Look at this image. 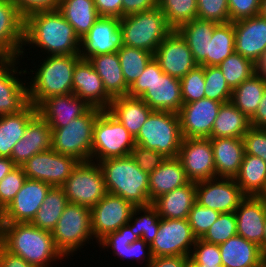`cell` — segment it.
Wrapping results in <instances>:
<instances>
[{"label": "cell", "mask_w": 266, "mask_h": 267, "mask_svg": "<svg viewBox=\"0 0 266 267\" xmlns=\"http://www.w3.org/2000/svg\"><path fill=\"white\" fill-rule=\"evenodd\" d=\"M48 55H79L80 39L58 10L38 11L25 18L24 46ZM31 44V45H30Z\"/></svg>", "instance_id": "1"}, {"label": "cell", "mask_w": 266, "mask_h": 267, "mask_svg": "<svg viewBox=\"0 0 266 267\" xmlns=\"http://www.w3.org/2000/svg\"><path fill=\"white\" fill-rule=\"evenodd\" d=\"M1 245L36 267H53L52 263L64 258L55 246L52 232L31 222L1 223Z\"/></svg>", "instance_id": "2"}, {"label": "cell", "mask_w": 266, "mask_h": 267, "mask_svg": "<svg viewBox=\"0 0 266 267\" xmlns=\"http://www.w3.org/2000/svg\"><path fill=\"white\" fill-rule=\"evenodd\" d=\"M80 59L79 55H48L42 59L41 65L35 66L38 68L30 69L35 75L27 82L28 102L37 108L50 97L72 93L73 70Z\"/></svg>", "instance_id": "3"}, {"label": "cell", "mask_w": 266, "mask_h": 267, "mask_svg": "<svg viewBox=\"0 0 266 267\" xmlns=\"http://www.w3.org/2000/svg\"><path fill=\"white\" fill-rule=\"evenodd\" d=\"M107 193L120 196L135 207L152 204L149 200V173L130 157L108 158L98 162Z\"/></svg>", "instance_id": "4"}, {"label": "cell", "mask_w": 266, "mask_h": 267, "mask_svg": "<svg viewBox=\"0 0 266 267\" xmlns=\"http://www.w3.org/2000/svg\"><path fill=\"white\" fill-rule=\"evenodd\" d=\"M127 96L142 99L153 111L179 113L183 105L180 79L164 73L154 58L129 87Z\"/></svg>", "instance_id": "5"}, {"label": "cell", "mask_w": 266, "mask_h": 267, "mask_svg": "<svg viewBox=\"0 0 266 267\" xmlns=\"http://www.w3.org/2000/svg\"><path fill=\"white\" fill-rule=\"evenodd\" d=\"M123 45L151 52L173 31L159 7L120 19Z\"/></svg>", "instance_id": "6"}, {"label": "cell", "mask_w": 266, "mask_h": 267, "mask_svg": "<svg viewBox=\"0 0 266 267\" xmlns=\"http://www.w3.org/2000/svg\"><path fill=\"white\" fill-rule=\"evenodd\" d=\"M182 139L179 115L169 111H153L134 138L135 144L166 158L178 157Z\"/></svg>", "instance_id": "7"}, {"label": "cell", "mask_w": 266, "mask_h": 267, "mask_svg": "<svg viewBox=\"0 0 266 267\" xmlns=\"http://www.w3.org/2000/svg\"><path fill=\"white\" fill-rule=\"evenodd\" d=\"M101 108L91 107L65 127H51V148L80 162L91 161L94 125Z\"/></svg>", "instance_id": "8"}, {"label": "cell", "mask_w": 266, "mask_h": 267, "mask_svg": "<svg viewBox=\"0 0 266 267\" xmlns=\"http://www.w3.org/2000/svg\"><path fill=\"white\" fill-rule=\"evenodd\" d=\"M57 250L65 258L75 255L77 250L93 241L91 230V210L87 206L68 203L52 231Z\"/></svg>", "instance_id": "9"}, {"label": "cell", "mask_w": 266, "mask_h": 267, "mask_svg": "<svg viewBox=\"0 0 266 267\" xmlns=\"http://www.w3.org/2000/svg\"><path fill=\"white\" fill-rule=\"evenodd\" d=\"M134 137L107 109L101 110L94 125L91 161L130 156Z\"/></svg>", "instance_id": "10"}, {"label": "cell", "mask_w": 266, "mask_h": 267, "mask_svg": "<svg viewBox=\"0 0 266 267\" xmlns=\"http://www.w3.org/2000/svg\"><path fill=\"white\" fill-rule=\"evenodd\" d=\"M61 187L69 203L90 209L107 193L102 170L93 161L79 162Z\"/></svg>", "instance_id": "11"}, {"label": "cell", "mask_w": 266, "mask_h": 267, "mask_svg": "<svg viewBox=\"0 0 266 267\" xmlns=\"http://www.w3.org/2000/svg\"><path fill=\"white\" fill-rule=\"evenodd\" d=\"M196 239L188 219L160 218L158 232L150 244L152 256L190 257Z\"/></svg>", "instance_id": "12"}, {"label": "cell", "mask_w": 266, "mask_h": 267, "mask_svg": "<svg viewBox=\"0 0 266 267\" xmlns=\"http://www.w3.org/2000/svg\"><path fill=\"white\" fill-rule=\"evenodd\" d=\"M79 162L51 148L33 155L21 167L27 178L45 182L52 187H61Z\"/></svg>", "instance_id": "13"}, {"label": "cell", "mask_w": 266, "mask_h": 267, "mask_svg": "<svg viewBox=\"0 0 266 267\" xmlns=\"http://www.w3.org/2000/svg\"><path fill=\"white\" fill-rule=\"evenodd\" d=\"M135 206L110 193H106L91 210V230L99 243L108 234L117 231L126 225L133 213Z\"/></svg>", "instance_id": "14"}, {"label": "cell", "mask_w": 266, "mask_h": 267, "mask_svg": "<svg viewBox=\"0 0 266 267\" xmlns=\"http://www.w3.org/2000/svg\"><path fill=\"white\" fill-rule=\"evenodd\" d=\"M245 197L235 178L215 177L196 182V202L220 213L235 212Z\"/></svg>", "instance_id": "15"}, {"label": "cell", "mask_w": 266, "mask_h": 267, "mask_svg": "<svg viewBox=\"0 0 266 267\" xmlns=\"http://www.w3.org/2000/svg\"><path fill=\"white\" fill-rule=\"evenodd\" d=\"M19 60L17 57H0V116L17 113L29 103L28 84L18 75L23 77L31 73L27 68L18 70Z\"/></svg>", "instance_id": "16"}, {"label": "cell", "mask_w": 266, "mask_h": 267, "mask_svg": "<svg viewBox=\"0 0 266 267\" xmlns=\"http://www.w3.org/2000/svg\"><path fill=\"white\" fill-rule=\"evenodd\" d=\"M178 158L191 182L216 177L210 138H183Z\"/></svg>", "instance_id": "17"}, {"label": "cell", "mask_w": 266, "mask_h": 267, "mask_svg": "<svg viewBox=\"0 0 266 267\" xmlns=\"http://www.w3.org/2000/svg\"><path fill=\"white\" fill-rule=\"evenodd\" d=\"M52 186L27 178L10 204L1 212V223L32 222Z\"/></svg>", "instance_id": "18"}, {"label": "cell", "mask_w": 266, "mask_h": 267, "mask_svg": "<svg viewBox=\"0 0 266 267\" xmlns=\"http://www.w3.org/2000/svg\"><path fill=\"white\" fill-rule=\"evenodd\" d=\"M122 46L123 33L120 28V19L100 17L80 40L79 56L82 59H88L91 56L115 53Z\"/></svg>", "instance_id": "19"}, {"label": "cell", "mask_w": 266, "mask_h": 267, "mask_svg": "<svg viewBox=\"0 0 266 267\" xmlns=\"http://www.w3.org/2000/svg\"><path fill=\"white\" fill-rule=\"evenodd\" d=\"M153 58L164 73L179 79L198 65L185 39L177 30H173L158 45Z\"/></svg>", "instance_id": "20"}, {"label": "cell", "mask_w": 266, "mask_h": 267, "mask_svg": "<svg viewBox=\"0 0 266 267\" xmlns=\"http://www.w3.org/2000/svg\"><path fill=\"white\" fill-rule=\"evenodd\" d=\"M222 102L209 98L183 103L178 115L183 138H211L213 123Z\"/></svg>", "instance_id": "21"}, {"label": "cell", "mask_w": 266, "mask_h": 267, "mask_svg": "<svg viewBox=\"0 0 266 267\" xmlns=\"http://www.w3.org/2000/svg\"><path fill=\"white\" fill-rule=\"evenodd\" d=\"M235 52L257 66L266 54V18L255 15L233 22Z\"/></svg>", "instance_id": "22"}, {"label": "cell", "mask_w": 266, "mask_h": 267, "mask_svg": "<svg viewBox=\"0 0 266 267\" xmlns=\"http://www.w3.org/2000/svg\"><path fill=\"white\" fill-rule=\"evenodd\" d=\"M25 18L11 0H0V57L24 58Z\"/></svg>", "instance_id": "23"}, {"label": "cell", "mask_w": 266, "mask_h": 267, "mask_svg": "<svg viewBox=\"0 0 266 267\" xmlns=\"http://www.w3.org/2000/svg\"><path fill=\"white\" fill-rule=\"evenodd\" d=\"M72 93L91 107L108 109L112 98L106 93L102 79L88 59H80L73 70Z\"/></svg>", "instance_id": "24"}, {"label": "cell", "mask_w": 266, "mask_h": 267, "mask_svg": "<svg viewBox=\"0 0 266 267\" xmlns=\"http://www.w3.org/2000/svg\"><path fill=\"white\" fill-rule=\"evenodd\" d=\"M237 235L263 249L266 204L258 196H246L235 210Z\"/></svg>", "instance_id": "25"}, {"label": "cell", "mask_w": 266, "mask_h": 267, "mask_svg": "<svg viewBox=\"0 0 266 267\" xmlns=\"http://www.w3.org/2000/svg\"><path fill=\"white\" fill-rule=\"evenodd\" d=\"M91 106L83 99L70 93L53 96L38 107V114L50 127H65L70 121L85 114Z\"/></svg>", "instance_id": "26"}, {"label": "cell", "mask_w": 266, "mask_h": 267, "mask_svg": "<svg viewBox=\"0 0 266 267\" xmlns=\"http://www.w3.org/2000/svg\"><path fill=\"white\" fill-rule=\"evenodd\" d=\"M52 129L37 114L27 125L23 137L13 146L11 159L21 166L33 155L51 149Z\"/></svg>", "instance_id": "27"}, {"label": "cell", "mask_w": 266, "mask_h": 267, "mask_svg": "<svg viewBox=\"0 0 266 267\" xmlns=\"http://www.w3.org/2000/svg\"><path fill=\"white\" fill-rule=\"evenodd\" d=\"M223 267H264L266 262L260 246L235 235L218 245Z\"/></svg>", "instance_id": "28"}, {"label": "cell", "mask_w": 266, "mask_h": 267, "mask_svg": "<svg viewBox=\"0 0 266 267\" xmlns=\"http://www.w3.org/2000/svg\"><path fill=\"white\" fill-rule=\"evenodd\" d=\"M216 177L235 178L241 168L244 156L242 138H210Z\"/></svg>", "instance_id": "29"}, {"label": "cell", "mask_w": 266, "mask_h": 267, "mask_svg": "<svg viewBox=\"0 0 266 267\" xmlns=\"http://www.w3.org/2000/svg\"><path fill=\"white\" fill-rule=\"evenodd\" d=\"M190 182L178 157L166 158L153 172L149 173V200L171 192Z\"/></svg>", "instance_id": "30"}, {"label": "cell", "mask_w": 266, "mask_h": 267, "mask_svg": "<svg viewBox=\"0 0 266 267\" xmlns=\"http://www.w3.org/2000/svg\"><path fill=\"white\" fill-rule=\"evenodd\" d=\"M195 202L196 183L190 181L188 184L159 196L152 202V205L156 208L160 218L188 219Z\"/></svg>", "instance_id": "31"}, {"label": "cell", "mask_w": 266, "mask_h": 267, "mask_svg": "<svg viewBox=\"0 0 266 267\" xmlns=\"http://www.w3.org/2000/svg\"><path fill=\"white\" fill-rule=\"evenodd\" d=\"M135 138L153 110L140 98L122 96L113 98L107 109Z\"/></svg>", "instance_id": "32"}, {"label": "cell", "mask_w": 266, "mask_h": 267, "mask_svg": "<svg viewBox=\"0 0 266 267\" xmlns=\"http://www.w3.org/2000/svg\"><path fill=\"white\" fill-rule=\"evenodd\" d=\"M88 61L102 79L104 89L112 99L128 95L129 86L124 80L117 52L91 56Z\"/></svg>", "instance_id": "33"}, {"label": "cell", "mask_w": 266, "mask_h": 267, "mask_svg": "<svg viewBox=\"0 0 266 267\" xmlns=\"http://www.w3.org/2000/svg\"><path fill=\"white\" fill-rule=\"evenodd\" d=\"M37 114V108L28 103L17 113L0 116V157H11L13 146L23 137L28 123Z\"/></svg>", "instance_id": "34"}, {"label": "cell", "mask_w": 266, "mask_h": 267, "mask_svg": "<svg viewBox=\"0 0 266 267\" xmlns=\"http://www.w3.org/2000/svg\"><path fill=\"white\" fill-rule=\"evenodd\" d=\"M58 10L81 40L100 18L94 0H60Z\"/></svg>", "instance_id": "35"}, {"label": "cell", "mask_w": 266, "mask_h": 267, "mask_svg": "<svg viewBox=\"0 0 266 267\" xmlns=\"http://www.w3.org/2000/svg\"><path fill=\"white\" fill-rule=\"evenodd\" d=\"M250 118L229 101L222 103L213 123L211 138H242L250 129Z\"/></svg>", "instance_id": "36"}, {"label": "cell", "mask_w": 266, "mask_h": 267, "mask_svg": "<svg viewBox=\"0 0 266 267\" xmlns=\"http://www.w3.org/2000/svg\"><path fill=\"white\" fill-rule=\"evenodd\" d=\"M217 22L198 18L183 24L177 31L185 39L194 61L199 65L208 55V42L211 41Z\"/></svg>", "instance_id": "37"}, {"label": "cell", "mask_w": 266, "mask_h": 267, "mask_svg": "<svg viewBox=\"0 0 266 267\" xmlns=\"http://www.w3.org/2000/svg\"><path fill=\"white\" fill-rule=\"evenodd\" d=\"M265 90L266 77L257 71L239 86L232 89L230 101L248 118H251L258 108Z\"/></svg>", "instance_id": "38"}, {"label": "cell", "mask_w": 266, "mask_h": 267, "mask_svg": "<svg viewBox=\"0 0 266 267\" xmlns=\"http://www.w3.org/2000/svg\"><path fill=\"white\" fill-rule=\"evenodd\" d=\"M235 180L246 196H258L266 183V162L260 157L244 153Z\"/></svg>", "instance_id": "39"}, {"label": "cell", "mask_w": 266, "mask_h": 267, "mask_svg": "<svg viewBox=\"0 0 266 267\" xmlns=\"http://www.w3.org/2000/svg\"><path fill=\"white\" fill-rule=\"evenodd\" d=\"M233 52H235L233 22L218 23L211 41L208 42V55L199 65L218 66Z\"/></svg>", "instance_id": "40"}, {"label": "cell", "mask_w": 266, "mask_h": 267, "mask_svg": "<svg viewBox=\"0 0 266 267\" xmlns=\"http://www.w3.org/2000/svg\"><path fill=\"white\" fill-rule=\"evenodd\" d=\"M68 203L62 187H51L31 223L42 230L52 232Z\"/></svg>", "instance_id": "41"}, {"label": "cell", "mask_w": 266, "mask_h": 267, "mask_svg": "<svg viewBox=\"0 0 266 267\" xmlns=\"http://www.w3.org/2000/svg\"><path fill=\"white\" fill-rule=\"evenodd\" d=\"M117 54L124 80L129 87L143 74L146 66L153 59L151 52L124 45Z\"/></svg>", "instance_id": "42"}, {"label": "cell", "mask_w": 266, "mask_h": 267, "mask_svg": "<svg viewBox=\"0 0 266 267\" xmlns=\"http://www.w3.org/2000/svg\"><path fill=\"white\" fill-rule=\"evenodd\" d=\"M140 213H144L141 216ZM137 216V217H136ZM160 224V215L156 208L150 204L148 206L135 207L127 225L132 233L139 239H143L147 244L154 240Z\"/></svg>", "instance_id": "43"}, {"label": "cell", "mask_w": 266, "mask_h": 267, "mask_svg": "<svg viewBox=\"0 0 266 267\" xmlns=\"http://www.w3.org/2000/svg\"><path fill=\"white\" fill-rule=\"evenodd\" d=\"M218 67L229 87L234 89L258 71V66L237 52H233Z\"/></svg>", "instance_id": "44"}, {"label": "cell", "mask_w": 266, "mask_h": 267, "mask_svg": "<svg viewBox=\"0 0 266 267\" xmlns=\"http://www.w3.org/2000/svg\"><path fill=\"white\" fill-rule=\"evenodd\" d=\"M158 7L173 30L197 18V0H158Z\"/></svg>", "instance_id": "45"}, {"label": "cell", "mask_w": 266, "mask_h": 267, "mask_svg": "<svg viewBox=\"0 0 266 267\" xmlns=\"http://www.w3.org/2000/svg\"><path fill=\"white\" fill-rule=\"evenodd\" d=\"M205 98L226 103L232 95V89L227 84L218 66H204Z\"/></svg>", "instance_id": "46"}, {"label": "cell", "mask_w": 266, "mask_h": 267, "mask_svg": "<svg viewBox=\"0 0 266 267\" xmlns=\"http://www.w3.org/2000/svg\"><path fill=\"white\" fill-rule=\"evenodd\" d=\"M235 235H237L235 212L221 213L201 239L220 245Z\"/></svg>", "instance_id": "47"}, {"label": "cell", "mask_w": 266, "mask_h": 267, "mask_svg": "<svg viewBox=\"0 0 266 267\" xmlns=\"http://www.w3.org/2000/svg\"><path fill=\"white\" fill-rule=\"evenodd\" d=\"M183 103H191L205 98L204 66L197 65L180 79Z\"/></svg>", "instance_id": "48"}, {"label": "cell", "mask_w": 266, "mask_h": 267, "mask_svg": "<svg viewBox=\"0 0 266 267\" xmlns=\"http://www.w3.org/2000/svg\"><path fill=\"white\" fill-rule=\"evenodd\" d=\"M139 238L132 233L131 228L126 224L120 227L117 231L108 234L98 244L99 247L104 249L110 248L113 250L114 256L120 257L122 260H126L127 246Z\"/></svg>", "instance_id": "49"}, {"label": "cell", "mask_w": 266, "mask_h": 267, "mask_svg": "<svg viewBox=\"0 0 266 267\" xmlns=\"http://www.w3.org/2000/svg\"><path fill=\"white\" fill-rule=\"evenodd\" d=\"M220 214L218 211L203 207L195 202L188 216V222L193 235L197 239L202 238Z\"/></svg>", "instance_id": "50"}, {"label": "cell", "mask_w": 266, "mask_h": 267, "mask_svg": "<svg viewBox=\"0 0 266 267\" xmlns=\"http://www.w3.org/2000/svg\"><path fill=\"white\" fill-rule=\"evenodd\" d=\"M27 177L21 166H16L0 181V212L14 199Z\"/></svg>", "instance_id": "51"}, {"label": "cell", "mask_w": 266, "mask_h": 267, "mask_svg": "<svg viewBox=\"0 0 266 267\" xmlns=\"http://www.w3.org/2000/svg\"><path fill=\"white\" fill-rule=\"evenodd\" d=\"M197 18L217 23L230 22L227 0H197Z\"/></svg>", "instance_id": "52"}, {"label": "cell", "mask_w": 266, "mask_h": 267, "mask_svg": "<svg viewBox=\"0 0 266 267\" xmlns=\"http://www.w3.org/2000/svg\"><path fill=\"white\" fill-rule=\"evenodd\" d=\"M190 258L198 265H222L219 246L196 239Z\"/></svg>", "instance_id": "53"}, {"label": "cell", "mask_w": 266, "mask_h": 267, "mask_svg": "<svg viewBox=\"0 0 266 267\" xmlns=\"http://www.w3.org/2000/svg\"><path fill=\"white\" fill-rule=\"evenodd\" d=\"M242 140L245 154L260 157L266 162V128L251 126Z\"/></svg>", "instance_id": "54"}, {"label": "cell", "mask_w": 266, "mask_h": 267, "mask_svg": "<svg viewBox=\"0 0 266 267\" xmlns=\"http://www.w3.org/2000/svg\"><path fill=\"white\" fill-rule=\"evenodd\" d=\"M130 157L136 162L139 168L147 173L153 172L166 159L161 153L155 150L144 148L135 144L131 149Z\"/></svg>", "instance_id": "55"}, {"label": "cell", "mask_w": 266, "mask_h": 267, "mask_svg": "<svg viewBox=\"0 0 266 267\" xmlns=\"http://www.w3.org/2000/svg\"><path fill=\"white\" fill-rule=\"evenodd\" d=\"M230 22L259 14L261 0H227Z\"/></svg>", "instance_id": "56"}, {"label": "cell", "mask_w": 266, "mask_h": 267, "mask_svg": "<svg viewBox=\"0 0 266 267\" xmlns=\"http://www.w3.org/2000/svg\"><path fill=\"white\" fill-rule=\"evenodd\" d=\"M21 15L26 18L38 11L55 10L59 8L60 0H11Z\"/></svg>", "instance_id": "57"}, {"label": "cell", "mask_w": 266, "mask_h": 267, "mask_svg": "<svg viewBox=\"0 0 266 267\" xmlns=\"http://www.w3.org/2000/svg\"><path fill=\"white\" fill-rule=\"evenodd\" d=\"M126 259H134L138 264L143 263L145 267H148L153 260L150 245L143 239H138L127 246Z\"/></svg>", "instance_id": "58"}, {"label": "cell", "mask_w": 266, "mask_h": 267, "mask_svg": "<svg viewBox=\"0 0 266 267\" xmlns=\"http://www.w3.org/2000/svg\"><path fill=\"white\" fill-rule=\"evenodd\" d=\"M123 0H94L96 10L100 17L122 18Z\"/></svg>", "instance_id": "59"}, {"label": "cell", "mask_w": 266, "mask_h": 267, "mask_svg": "<svg viewBox=\"0 0 266 267\" xmlns=\"http://www.w3.org/2000/svg\"><path fill=\"white\" fill-rule=\"evenodd\" d=\"M158 7V0H123L122 1V17L145 12Z\"/></svg>", "instance_id": "60"}, {"label": "cell", "mask_w": 266, "mask_h": 267, "mask_svg": "<svg viewBox=\"0 0 266 267\" xmlns=\"http://www.w3.org/2000/svg\"><path fill=\"white\" fill-rule=\"evenodd\" d=\"M0 267H36L26 262L22 257L14 255L0 246Z\"/></svg>", "instance_id": "61"}, {"label": "cell", "mask_w": 266, "mask_h": 267, "mask_svg": "<svg viewBox=\"0 0 266 267\" xmlns=\"http://www.w3.org/2000/svg\"><path fill=\"white\" fill-rule=\"evenodd\" d=\"M186 256H160L155 257L148 267H184Z\"/></svg>", "instance_id": "62"}, {"label": "cell", "mask_w": 266, "mask_h": 267, "mask_svg": "<svg viewBox=\"0 0 266 267\" xmlns=\"http://www.w3.org/2000/svg\"><path fill=\"white\" fill-rule=\"evenodd\" d=\"M250 125L256 128H266V90L256 112L250 118Z\"/></svg>", "instance_id": "63"}, {"label": "cell", "mask_w": 266, "mask_h": 267, "mask_svg": "<svg viewBox=\"0 0 266 267\" xmlns=\"http://www.w3.org/2000/svg\"><path fill=\"white\" fill-rule=\"evenodd\" d=\"M17 165L9 157H0V181Z\"/></svg>", "instance_id": "64"}, {"label": "cell", "mask_w": 266, "mask_h": 267, "mask_svg": "<svg viewBox=\"0 0 266 267\" xmlns=\"http://www.w3.org/2000/svg\"><path fill=\"white\" fill-rule=\"evenodd\" d=\"M258 71L266 77V54L262 59L261 63L258 65Z\"/></svg>", "instance_id": "65"}, {"label": "cell", "mask_w": 266, "mask_h": 267, "mask_svg": "<svg viewBox=\"0 0 266 267\" xmlns=\"http://www.w3.org/2000/svg\"><path fill=\"white\" fill-rule=\"evenodd\" d=\"M259 15L266 18V0H261Z\"/></svg>", "instance_id": "66"}, {"label": "cell", "mask_w": 266, "mask_h": 267, "mask_svg": "<svg viewBox=\"0 0 266 267\" xmlns=\"http://www.w3.org/2000/svg\"><path fill=\"white\" fill-rule=\"evenodd\" d=\"M263 258L266 262V222L264 227V239H263V249H262Z\"/></svg>", "instance_id": "67"}, {"label": "cell", "mask_w": 266, "mask_h": 267, "mask_svg": "<svg viewBox=\"0 0 266 267\" xmlns=\"http://www.w3.org/2000/svg\"><path fill=\"white\" fill-rule=\"evenodd\" d=\"M184 267H200L195 261H193L190 257L186 259Z\"/></svg>", "instance_id": "68"}, {"label": "cell", "mask_w": 266, "mask_h": 267, "mask_svg": "<svg viewBox=\"0 0 266 267\" xmlns=\"http://www.w3.org/2000/svg\"><path fill=\"white\" fill-rule=\"evenodd\" d=\"M258 197L266 204V183L263 190L259 193Z\"/></svg>", "instance_id": "69"}, {"label": "cell", "mask_w": 266, "mask_h": 267, "mask_svg": "<svg viewBox=\"0 0 266 267\" xmlns=\"http://www.w3.org/2000/svg\"><path fill=\"white\" fill-rule=\"evenodd\" d=\"M200 267H223L222 265H214V266H210V265H199Z\"/></svg>", "instance_id": "70"}, {"label": "cell", "mask_w": 266, "mask_h": 267, "mask_svg": "<svg viewBox=\"0 0 266 267\" xmlns=\"http://www.w3.org/2000/svg\"><path fill=\"white\" fill-rule=\"evenodd\" d=\"M0 246H1V228H0Z\"/></svg>", "instance_id": "71"}, {"label": "cell", "mask_w": 266, "mask_h": 267, "mask_svg": "<svg viewBox=\"0 0 266 267\" xmlns=\"http://www.w3.org/2000/svg\"><path fill=\"white\" fill-rule=\"evenodd\" d=\"M0 228H1V212H0Z\"/></svg>", "instance_id": "72"}]
</instances>
